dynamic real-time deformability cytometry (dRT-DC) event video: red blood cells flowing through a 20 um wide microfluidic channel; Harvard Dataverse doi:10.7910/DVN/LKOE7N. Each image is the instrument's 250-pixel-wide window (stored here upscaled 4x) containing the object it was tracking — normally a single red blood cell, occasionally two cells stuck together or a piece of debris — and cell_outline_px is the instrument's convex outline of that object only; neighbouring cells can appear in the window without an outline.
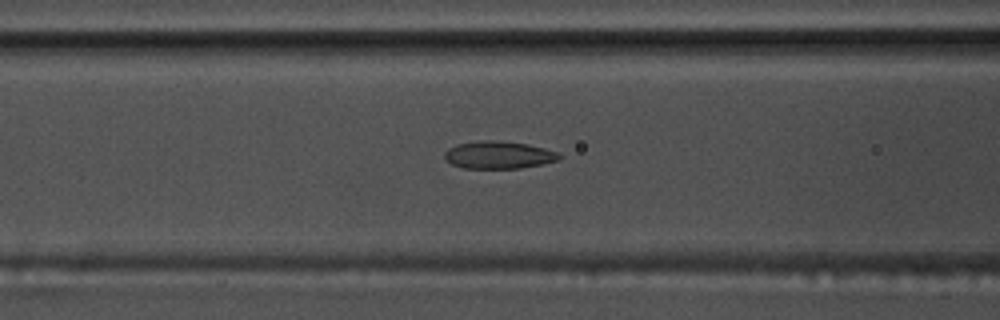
{"species": "common noctule bat (a hibernating species)", "species_latin": "Nyctalus noctula", "temperature_condition": "warm", "stored_images_in_passage": 23, "camera_frame_rate_fps": 3000, "um_per_image_px": 0.085, "animal": {"sex": "male", "body_mass_g": 17.5, "forearm_length_mm": 52.3}, "frame": {"image": 1, "passage_image": 23, "time_ms": 7.333, "image_size_px": [1000, 320], "cell_outline_px": [[560, 160], [520, 168], [464, 168], [452, 164], [444, 156], [444, 152], [448, 148], [456, 144], [476, 140], [492, 140], [528, 144], [560, 152]], "centroid_in_image_um": [42.38, 13.16], "position_along_channel_um": 124.2, "area_um2": 18.38}}